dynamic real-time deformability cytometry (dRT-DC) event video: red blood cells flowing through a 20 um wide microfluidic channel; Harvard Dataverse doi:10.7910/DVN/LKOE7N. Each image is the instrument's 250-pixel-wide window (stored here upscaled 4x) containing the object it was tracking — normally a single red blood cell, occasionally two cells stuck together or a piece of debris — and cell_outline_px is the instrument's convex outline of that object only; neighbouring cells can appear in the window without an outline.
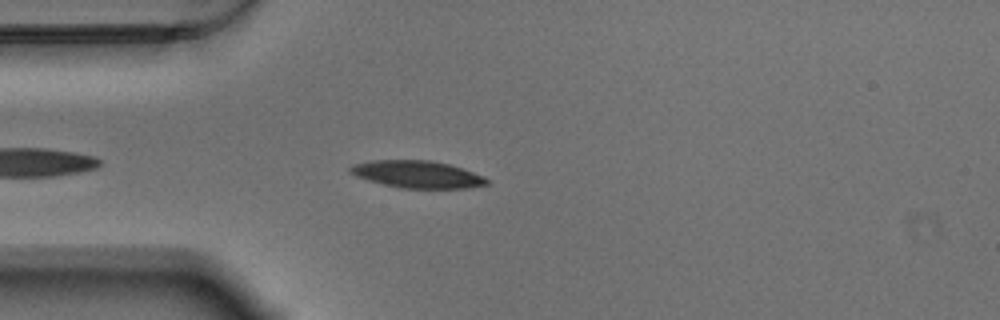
{"species": "Egyptian fruit bat (a non-hibernating species)", "species_latin": "Rousettus aegyptiacus", "temperature_condition": "warm", "stored_images_in_passage": 43, "camera_frame_rate_fps": 3000, "um_per_image_px": 0.085, "animal": {"sex": "male"}, "frame": {"image": 1, "passage_image": 6, "time_ms": 1.667, "image_size_px": [1000, 320], "cell_outline_px": [[488, 184], [468, 188], [400, 188], [368, 180], [356, 176], [348, 172], [348, 168], [352, 164], [372, 160], [432, 160], [448, 164], [484, 176], [488, 180]], "centroid_in_image_um": [35.43, 14.81], "position_along_channel_um": 49.6, "area_um2": 21.62}}
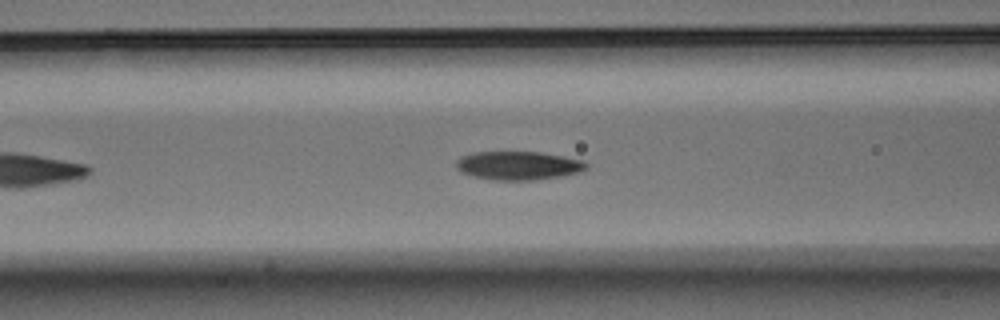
{"frame": {"image": 2, "passage_image": 13, "time_ms": 4.0, "image_size_px": [1000, 320], "cell_outline_px": [[588, 168], [580, 172], [560, 176], [532, 180], [496, 180], [476, 176], [460, 172], [456, 168], [456, 160], [460, 156], [472, 152], [540, 152], [564, 156], [584, 160], [588, 164]], "centroid_in_image_um": [44.07, 14.06], "position_along_channel_um": 122.5, "area_um2": 21.73}}
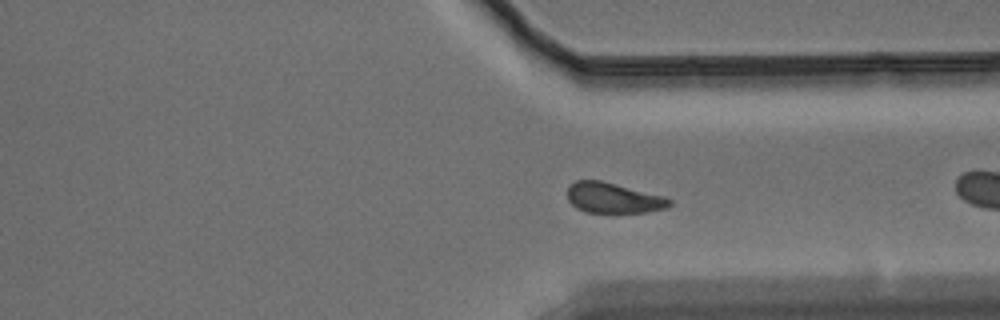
{"frame": {"image": 3, "passage_image": 27, "time_ms": 8.667, "image_size_px": [1000, 320], "cell_outline_px": [[672, 204], [664, 208], [648, 212], [584, 212], [576, 208], [568, 200], [568, 188], [576, 180], [600, 180], [664, 196], [672, 200]], "centroid_in_image_um": [52.13, 16.83], "position_along_channel_um": 359.3, "area_um2": 17.92}, "authors_computed_cell_mechanics": {"area_um2": 19.5942, "velocity_mm_per_s": 3.5091, "shape_relaxation_time_tau1_ms": null, "shape_relaxation_time_tau2_ms": 3.8129, "deformation_change_tau1": null, "deformation_change_tau2": 0.1174}}